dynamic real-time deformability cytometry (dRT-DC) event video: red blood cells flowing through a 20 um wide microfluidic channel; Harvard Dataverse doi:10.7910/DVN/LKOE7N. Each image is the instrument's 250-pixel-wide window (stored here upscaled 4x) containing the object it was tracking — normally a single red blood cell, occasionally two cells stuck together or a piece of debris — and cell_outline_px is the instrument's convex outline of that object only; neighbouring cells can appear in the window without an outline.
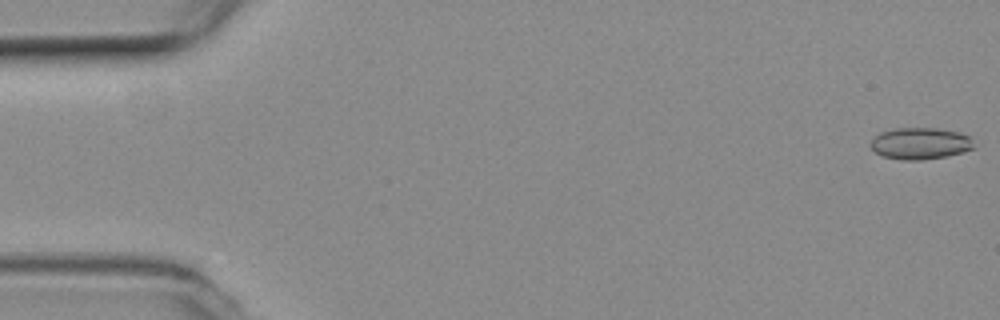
{"species": "common noctule bat (a hibernating species)", "species_latin": "Nyctalus noctula", "temperature_condition": "room temperature", "stored_images_in_passage": 2, "camera_frame_rate_fps": 3000, "um_per_image_px": 0.085, "animal": {"sex": "female", "body_mass_g": 19.3, "forearm_length_mm": 54.1}, "frame": {"image": 1, "passage_image": 1, "time_ms": 0.0, "image_size_px": [1000, 320], "cell_outline_px": [[972, 148], [948, 156], [920, 160], [900, 160], [880, 156], [868, 144], [880, 132], [892, 128], [936, 128], [960, 132], [968, 136], [972, 140]], "centroid_in_image_um": [78.16, 12.19], "position_along_channel_um": 6.8, "area_um2": 19.07}}